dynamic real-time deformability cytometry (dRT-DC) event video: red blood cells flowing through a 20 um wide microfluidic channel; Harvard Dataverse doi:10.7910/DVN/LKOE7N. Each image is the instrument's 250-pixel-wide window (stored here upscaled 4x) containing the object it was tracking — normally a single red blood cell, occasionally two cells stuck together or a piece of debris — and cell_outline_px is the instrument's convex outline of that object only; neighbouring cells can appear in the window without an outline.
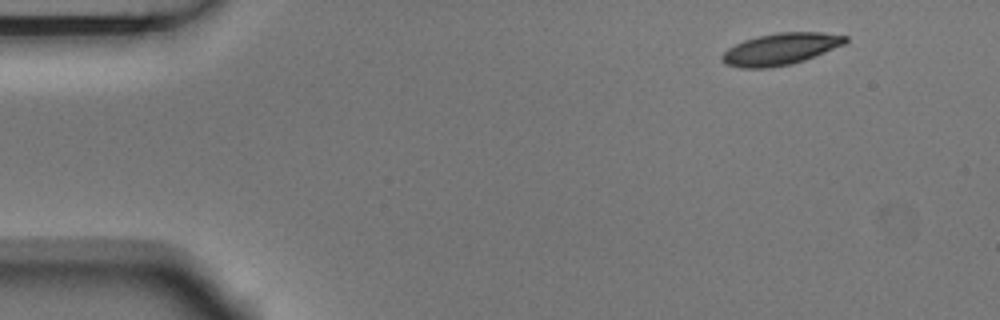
{"species": "Egyptian fruit bat (a non-hibernating species)", "species_latin": "Rousettus aegyptiacus", "temperature_condition": "room temperature", "stored_images_in_passage": 4, "camera_frame_rate_fps": 3000, "um_per_image_px": 0.085, "animal": {"sex": "male"}, "frame": {"image": 1, "passage_image": 1, "time_ms": 0.0, "image_size_px": [1000, 320], "cell_outline_px": [[848, 40], [844, 44], [804, 60], [792, 64], [768, 68], [740, 68], [724, 64], [720, 60], [720, 56], [728, 48], [744, 40], [756, 36], [776, 32], [824, 32], [848, 36]], "centroid_in_image_um": [66.31, 4.16], "position_along_channel_um": 18.7, "area_um2": 22.95}}
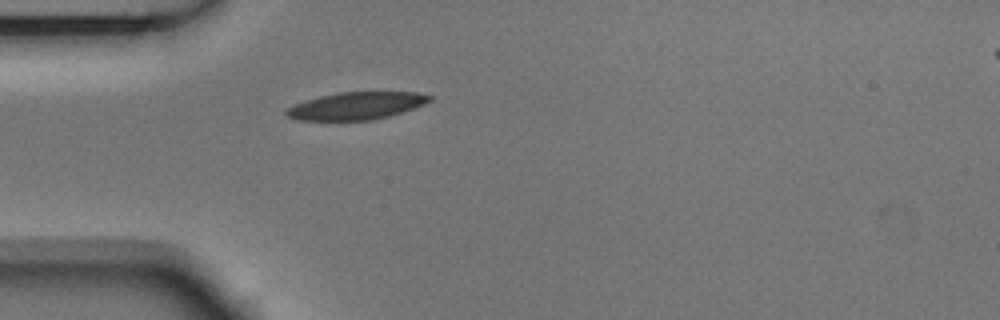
{"frame": {"image": 2, "passage_image": 4, "time_ms": 1.0, "image_size_px": [1000, 320], "cell_outline_px": [[432, 100], [424, 104], [388, 116], [372, 120], [296, 120], [288, 116], [284, 112], [288, 108], [304, 100], [320, 96], [340, 92], [416, 92], [432, 96]], "centroid_in_image_um": [30.27, 8.99], "position_along_channel_um": 54.7, "area_um2": 22.66}}